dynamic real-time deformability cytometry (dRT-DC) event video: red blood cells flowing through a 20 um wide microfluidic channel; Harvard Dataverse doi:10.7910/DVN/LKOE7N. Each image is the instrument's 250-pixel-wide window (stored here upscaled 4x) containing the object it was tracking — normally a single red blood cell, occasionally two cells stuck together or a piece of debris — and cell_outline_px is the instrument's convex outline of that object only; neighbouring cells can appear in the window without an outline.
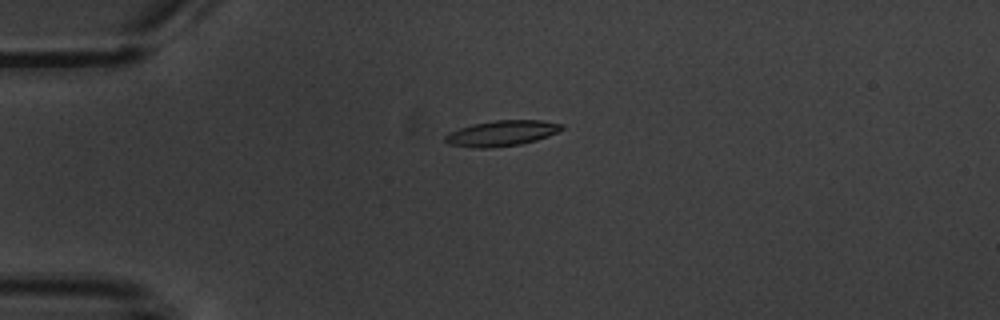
{"species": "common noctule bat (a hibernating species)", "species_latin": "Nyctalus noctula", "temperature_condition": "warm", "stored_images_in_passage": 3, "camera_frame_rate_fps": 3000, "um_per_image_px": 0.085, "animal": {"sex": "male", "body_mass_g": 20.1, "forearm_length_mm": 53.5}, "frame": {"image": 1, "passage_image": 2, "time_ms": 1.333, "image_size_px": [1000, 320], "cell_outline_px": [[564, 128], [548, 136], [536, 140], [520, 144], [488, 148], [480, 148], [448, 144], [444, 140], [444, 136], [448, 132], [472, 124], [496, 120], [540, 120], [564, 124]], "centroid_in_image_um": [42.63, 11.32], "position_along_channel_um": 42.4, "area_um2": 17.28}}